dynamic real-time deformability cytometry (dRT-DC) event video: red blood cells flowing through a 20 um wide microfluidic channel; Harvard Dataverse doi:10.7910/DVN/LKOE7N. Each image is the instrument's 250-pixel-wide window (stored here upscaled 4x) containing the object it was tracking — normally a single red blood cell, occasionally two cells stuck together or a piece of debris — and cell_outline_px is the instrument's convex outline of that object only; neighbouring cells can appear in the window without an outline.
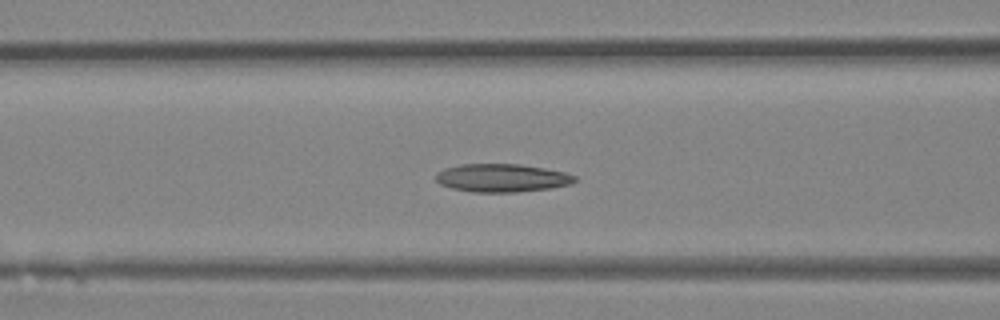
{"species": "Egyptian fruit bat (a non-hibernating species)", "species_latin": "Rousettus aegyptiacus", "temperature_condition": "room temperature", "stored_images_in_passage": 36, "camera_frame_rate_fps": 3000, "um_per_image_px": 0.085, "animal": {"sex": "female"}, "frame": {"image": 1, "passage_image": 11, "time_ms": 3.333, "image_size_px": [1000, 320], "cell_outline_px": [[576, 180], [568, 184], [552, 188], [516, 192], [472, 192], [452, 188], [440, 184], [436, 180], [436, 172], [444, 168], [460, 164], [520, 164], [544, 168], [564, 172], [576, 176]], "centroid_in_image_um": [42.63, 15.12], "position_along_channel_um": 124.0, "area_um2": 22.77}}
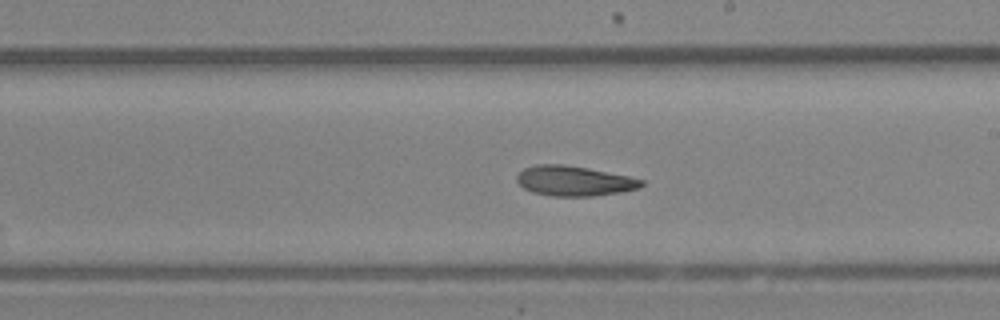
{"frame": {"image": 2, "passage_image": 18, "time_ms": 5.667, "image_size_px": [1000, 320], "cell_outline_px": [[644, 184], [640, 188], [624, 192], [596, 196], [552, 196], [532, 192], [524, 188], [516, 180], [516, 176], [524, 168], [536, 164], [564, 164], [588, 168], [628, 176], [644, 180]], "centroid_in_image_um": [48.82, 15.38], "position_along_channel_um": 240.2, "area_um2": 21.96}}
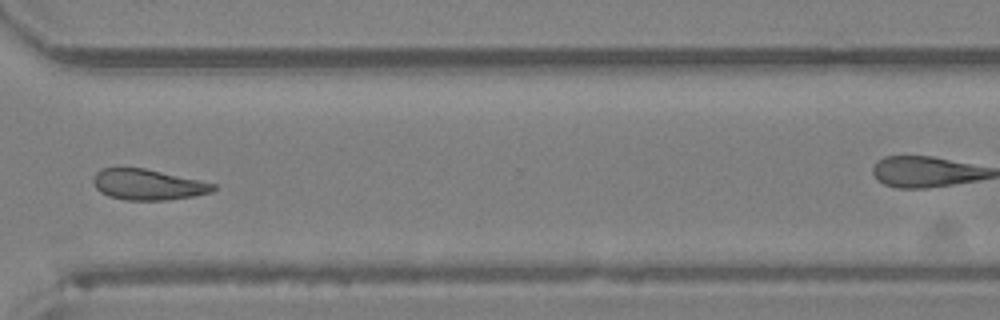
{"frame": {"image": 3, "passage_image": 25, "time_ms": 8.0, "image_size_px": [1000, 320], "cell_outline_px": [[216, 188], [212, 192], [192, 196], [168, 200], [124, 200], [108, 196], [100, 192], [96, 188], [92, 180], [96, 172], [100, 168], [144, 168], [200, 180], [216, 184]], "centroid_in_image_um": [12.55, 15.69], "position_along_channel_um": 358.0, "area_um2": 21.5}}